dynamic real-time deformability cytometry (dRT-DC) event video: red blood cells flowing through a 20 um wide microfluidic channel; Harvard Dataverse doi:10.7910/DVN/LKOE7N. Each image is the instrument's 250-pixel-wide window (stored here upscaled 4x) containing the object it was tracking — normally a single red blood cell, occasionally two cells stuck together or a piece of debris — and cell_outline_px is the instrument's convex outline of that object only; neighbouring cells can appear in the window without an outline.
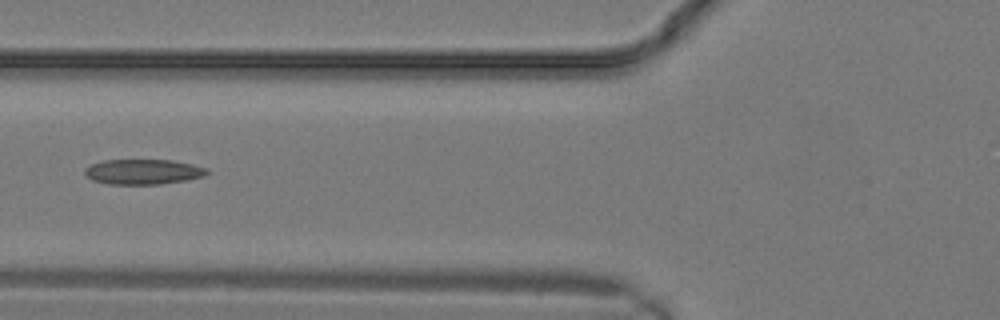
{"species": "common noctule bat (a hibernating species)", "species_latin": "Nyctalus noctula", "temperature_condition": "warm", "stored_images_in_passage": 11, "camera_frame_rate_fps": 3000, "um_per_image_px": 0.085, "animal": {"sex": "male", "body_mass_g": 19.2, "forearm_length_mm": 51.8}, "frame": {"image": 1, "passage_image": 10, "time_ms": 3.0, "image_size_px": [1000, 320], "cell_outline_px": [[208, 172], [204, 176], [188, 180], [160, 184], [108, 184], [92, 180], [84, 172], [84, 168], [92, 164], [104, 160], [172, 160], [192, 164], [204, 168]], "centroid_in_image_um": [12.15, 14.6], "position_along_channel_um": 113.7, "area_um2": 17.8}}